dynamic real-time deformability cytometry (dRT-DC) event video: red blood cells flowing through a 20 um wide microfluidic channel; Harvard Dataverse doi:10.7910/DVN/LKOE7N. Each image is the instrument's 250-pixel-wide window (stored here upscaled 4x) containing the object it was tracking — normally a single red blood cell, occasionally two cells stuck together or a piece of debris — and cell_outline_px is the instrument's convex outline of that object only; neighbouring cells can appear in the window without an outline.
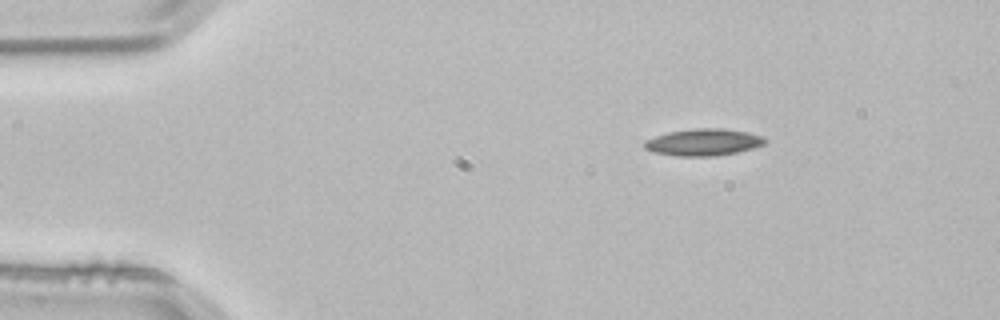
{"species": "common noctule bat (a hibernating species)", "species_latin": "Nyctalus noctula", "temperature_condition": "room temperature", "stored_images_in_passage": 2, "camera_frame_rate_fps": 3000, "um_per_image_px": 0.085, "animal": {"sex": "male", "body_mass_g": 21.5, "forearm_length_mm": 52.0}, "frame": {"image": 1, "passage_image": 2, "time_ms": 0.333, "image_size_px": [1000, 320], "cell_outline_px": [[768, 140], [764, 144], [756, 148], [716, 156], [676, 156], [652, 152], [644, 148], [644, 140], [668, 132], [696, 128], [724, 128], [748, 132], [764, 136]], "centroid_in_image_um": [59.82, 12.09], "position_along_channel_um": 25.2, "area_um2": 19.13}}